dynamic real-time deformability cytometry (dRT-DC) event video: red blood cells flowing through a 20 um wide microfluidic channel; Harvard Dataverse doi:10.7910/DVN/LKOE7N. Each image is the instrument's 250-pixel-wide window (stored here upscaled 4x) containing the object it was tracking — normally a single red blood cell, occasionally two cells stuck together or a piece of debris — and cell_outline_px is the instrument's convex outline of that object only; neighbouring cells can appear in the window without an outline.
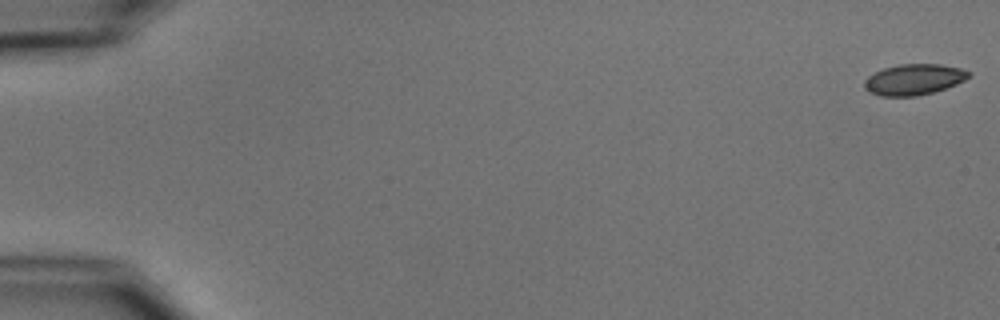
{"species": "common noctule bat (a hibernating species)", "species_latin": "Nyctalus noctula", "temperature_condition": "cold", "stored_images_in_passage": 4, "camera_frame_rate_fps": 3000, "um_per_image_px": 0.085, "animal": {"sex": "male", "body_mass_g": 15.6}, "frame": {"image": 1, "passage_image": 1, "time_ms": 0.0, "image_size_px": [1000, 320], "cell_outline_px": [[972, 76], [956, 84], [932, 92], [916, 96], [880, 96], [868, 92], [864, 88], [864, 80], [868, 76], [884, 68], [900, 64], [940, 64], [960, 68], [972, 72]], "centroid_in_image_um": [77.68, 6.75], "position_along_channel_um": 7.3, "area_um2": 18.79}}